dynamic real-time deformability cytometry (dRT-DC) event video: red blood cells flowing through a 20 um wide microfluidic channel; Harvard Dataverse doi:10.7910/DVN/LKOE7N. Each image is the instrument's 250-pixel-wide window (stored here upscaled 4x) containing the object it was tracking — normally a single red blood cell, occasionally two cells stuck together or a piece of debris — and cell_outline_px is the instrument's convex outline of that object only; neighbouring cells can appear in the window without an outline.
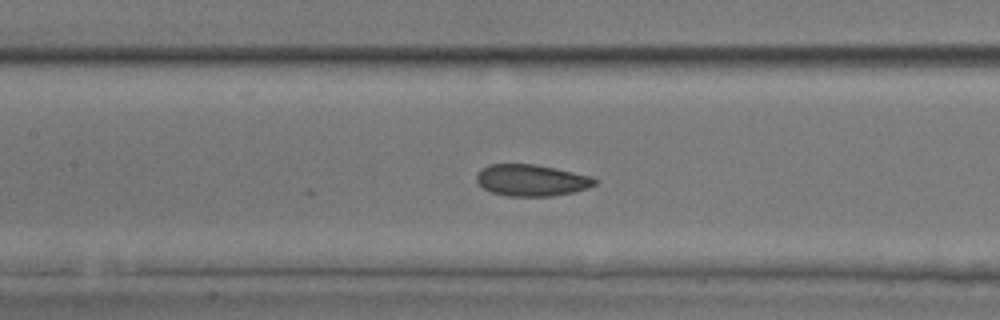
{"species": "common noctule bat (a hibernating species)", "species_latin": "Nyctalus noctula", "temperature_condition": "room temperature", "stored_images_in_passage": 31, "camera_frame_rate_fps": 3000, "um_per_image_px": 0.085, "animal": {"sex": "male", "body_mass_g": 17.9, "forearm_length_mm": 54.2}, "frame": {"image": 1, "passage_image": 26, "time_ms": 8.333, "image_size_px": [1000, 320], "cell_outline_px": [[596, 184], [588, 188], [572, 192], [552, 196], [508, 196], [492, 192], [484, 188], [476, 180], [476, 176], [480, 168], [488, 164], [536, 164], [556, 168], [592, 176], [596, 180]], "centroid_in_image_um": [45.17, 15.31], "position_along_channel_um": 162.2, "area_um2": 21.79}}